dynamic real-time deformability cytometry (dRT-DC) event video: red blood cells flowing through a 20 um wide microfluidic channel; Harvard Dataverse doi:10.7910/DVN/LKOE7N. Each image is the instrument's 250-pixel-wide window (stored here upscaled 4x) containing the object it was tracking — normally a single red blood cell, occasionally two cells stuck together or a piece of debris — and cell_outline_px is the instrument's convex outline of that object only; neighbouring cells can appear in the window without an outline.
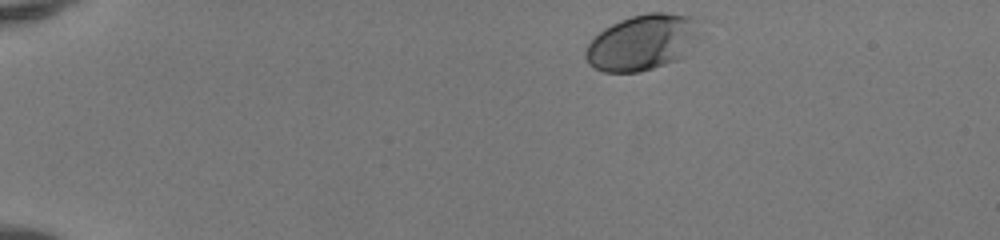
{"species": "human", "species_latin": "Homo sapiens", "temperature_condition": "room temperature", "stored_images_in_passage": 37, "camera_frame_rate_fps": 3000, "um_per_image_px": 0.085, "donor": {"sex": "female"}, "frame": {"image": 1, "passage_image": 1, "time_ms": 0.0, "image_size_px": [1000, 240], "cell_outline_px": [[700, 16], [696, 32], [688, 56], [640, 72], [604, 72], [588, 64], [584, 56], [584, 52], [588, 44], [604, 28], [620, 20], [632, 16], [648, 12], [664, 12]], "centroid_in_image_um": [54.61, 3.59], "position_along_channel_um": 30.4, "area_um2": 37.22}}
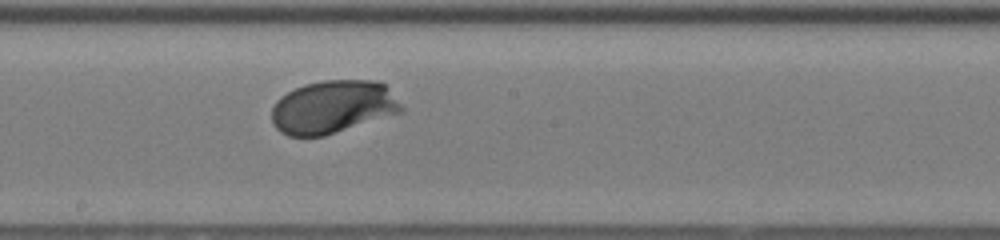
{"frame": {"image": 2, "passage_image": 22, "time_ms": 7.0, "image_size_px": [1000, 240], "cell_outline_px": [[404, 112], [324, 136], [288, 136], [280, 132], [272, 124], [272, 108], [276, 100], [280, 96], [304, 84], [324, 80], [376, 80], [384, 84], [404, 108]], "centroid_in_image_um": [28.29, 9.1], "position_along_channel_um": 219.9, "area_um2": 40.23}}
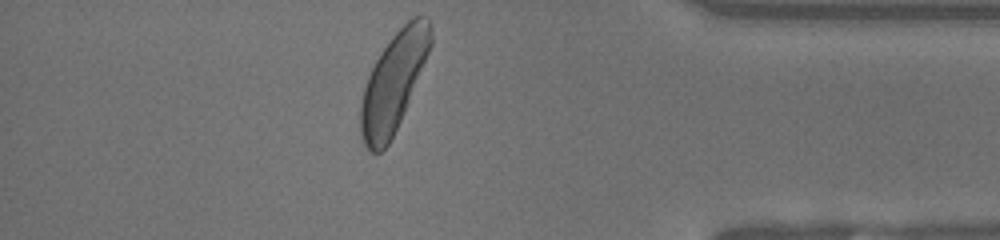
{"frame": {"image": 3, "passage_image": 37, "time_ms": 12.0, "image_size_px": [1000, 240], "cell_outline_px": [[432, 44], [400, 120], [388, 144], [380, 152], [372, 152], [364, 144], [360, 136], [360, 104], [364, 88], [368, 76], [376, 60], [392, 36], [412, 16], [428, 16], [432, 36]], "centroid_in_image_um": [33.43, 6.98], "position_along_channel_um": 401.8, "area_um2": 39.36}, "authors_computed_cell_mechanics": {"area_um2": 37.4544, "velocity_mm_per_s": 4.0993, "shape_relaxation_time_tau1_ms": 1.8986, "shape_relaxation_time_tau2_ms": null, "deformation_change_tau1": 0.1364, "deformation_change_tau2": null}}